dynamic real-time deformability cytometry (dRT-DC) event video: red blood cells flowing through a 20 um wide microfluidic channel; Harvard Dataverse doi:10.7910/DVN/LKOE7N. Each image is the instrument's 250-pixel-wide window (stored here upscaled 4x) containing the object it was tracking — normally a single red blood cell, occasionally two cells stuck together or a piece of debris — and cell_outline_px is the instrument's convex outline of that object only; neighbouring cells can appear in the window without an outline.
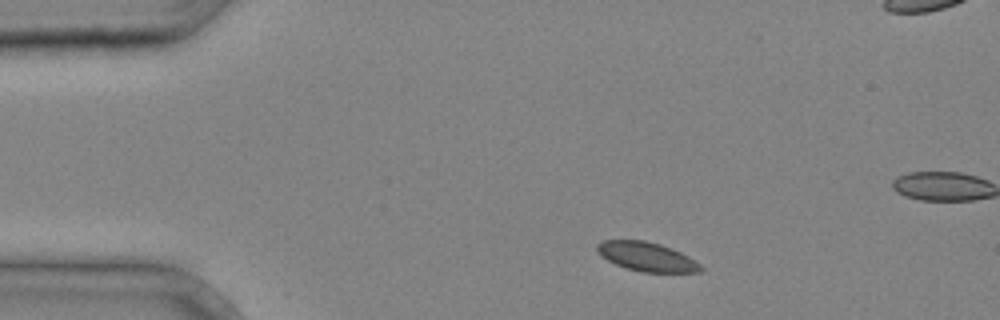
{"species": "common noctule bat (a hibernating species)", "species_latin": "Nyctalus noctula", "temperature_condition": "cold", "stored_images_in_passage": 3, "camera_frame_rate_fps": 3000, "um_per_image_px": 0.085, "animal": {"sex": "male", "body_mass_g": 20.4}, "frame": {"image": 1, "passage_image": 1, "time_ms": 0.0, "image_size_px": [1000, 320], "cell_outline_px": [[704, 268], [700, 272], [644, 272], [628, 268], [616, 264], [600, 256], [596, 248], [596, 244], [604, 240], [644, 240], [660, 244], [672, 248], [688, 256], [700, 264]], "centroid_in_image_um": [54.97, 21.81], "position_along_channel_um": 30.0, "area_um2": 17.46}}